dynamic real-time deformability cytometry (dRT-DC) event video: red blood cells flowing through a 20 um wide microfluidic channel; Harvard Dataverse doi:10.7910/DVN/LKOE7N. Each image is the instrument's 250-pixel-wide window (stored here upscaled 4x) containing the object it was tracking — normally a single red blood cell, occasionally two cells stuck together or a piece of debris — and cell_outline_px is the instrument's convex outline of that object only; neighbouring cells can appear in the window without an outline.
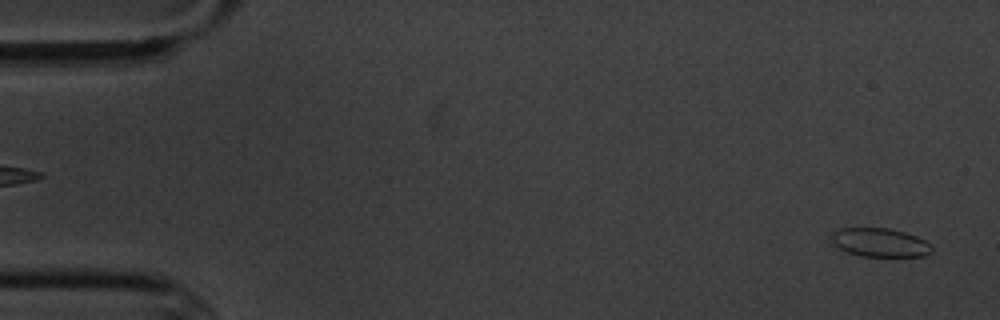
{"species": "common noctule bat (a hibernating species)", "species_latin": "Nyctalus noctula", "temperature_condition": "cold", "stored_images_in_passage": 5, "segment_of_instrument_passage": [2, 2], "camera_frame_rate_fps": 3000, "um_per_image_px": 0.085, "animal": {"sex": "male", "body_mass_g": 20.1, "forearm_length_mm": 53.5}, "frame": {"image": 1, "passage_image": 5, "time_ms": 5.667, "image_size_px": [1000, 320], "cell_outline_px": [[932, 252], [924, 256], [860, 256], [848, 252], [832, 244], [832, 232], [840, 228], [888, 228], [904, 232], [916, 236], [932, 244]], "centroid_in_image_um": [74.8, 20.61], "position_along_channel_um": 10.2, "area_um2": 16.76}}